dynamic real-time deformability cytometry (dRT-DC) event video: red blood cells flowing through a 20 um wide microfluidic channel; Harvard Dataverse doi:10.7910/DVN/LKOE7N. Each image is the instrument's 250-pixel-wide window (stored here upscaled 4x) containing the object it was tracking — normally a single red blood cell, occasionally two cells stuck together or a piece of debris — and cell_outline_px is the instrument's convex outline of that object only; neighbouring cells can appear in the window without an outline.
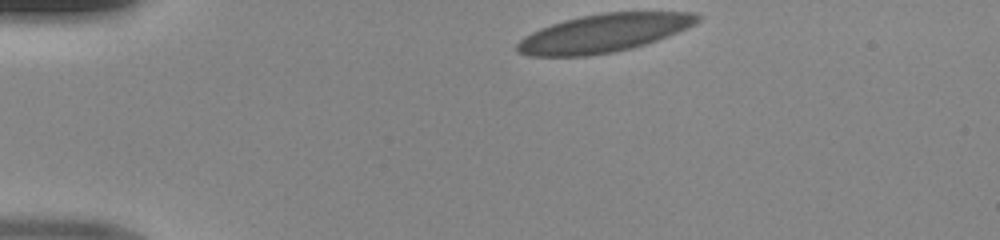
{"species": "human", "species_latin": "Homo sapiens", "temperature_condition": "room temperature", "stored_images_in_passage": 36, "camera_frame_rate_fps": 3000, "um_per_image_px": 0.085, "donor": {"sex": "male"}, "frame": {"image": 1, "passage_image": 1, "time_ms": 0.0, "image_size_px": [1000, 240], "cell_outline_px": [[700, 20], [676, 32], [656, 40], [632, 48], [612, 52], [588, 56], [528, 56], [520, 52], [516, 48], [516, 44], [520, 40], [532, 32], [540, 28], [564, 20], [580, 16], [604, 12], [696, 12], [700, 16]], "centroid_in_image_um": [51.29, 2.81], "position_along_channel_um": 33.7, "area_um2": 39.65}}
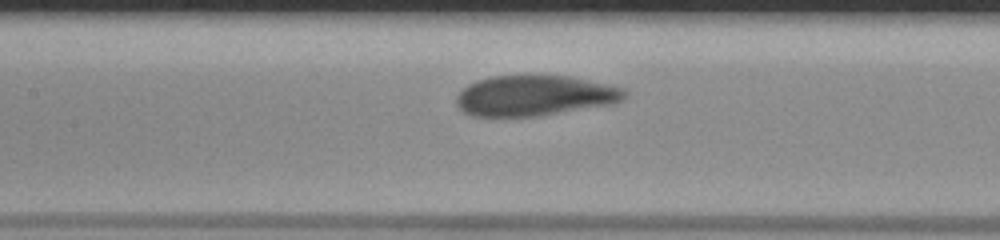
{"frame": {"image": 2, "passage_image": 15, "time_ms": 4.667, "image_size_px": [1000, 240], "cell_outline_px": [[624, 96], [620, 100], [608, 104], [540, 116], [472, 116], [460, 112], [456, 104], [456, 96], [468, 84], [476, 80], [492, 76], [568, 76], [624, 88]], "centroid_in_image_um": [45.34, 8.14], "position_along_channel_um": 162.1, "area_um2": 39.25}}
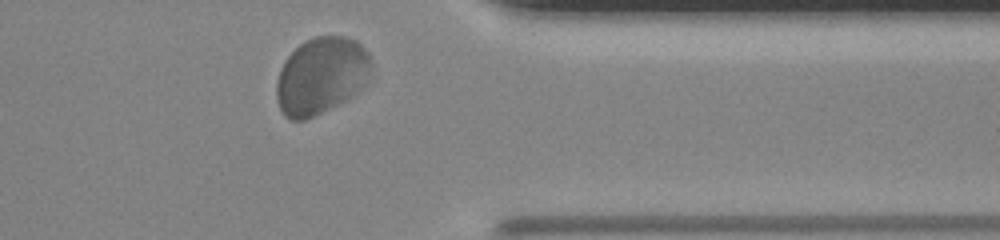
{"frame": {"image": 3, "passage_image": 32, "time_ms": 10.333, "image_size_px": [1000, 240], "cell_outline_px": [[372, 68], [368, 80], [360, 92], [304, 120], [292, 120], [284, 116], [276, 100], [276, 80], [280, 68], [284, 60], [304, 40], [316, 36], [344, 36], [356, 40], [368, 52], [372, 64]], "centroid_in_image_um": [27.3, 6.42], "position_along_channel_um": 384.1, "area_um2": 42.71}}